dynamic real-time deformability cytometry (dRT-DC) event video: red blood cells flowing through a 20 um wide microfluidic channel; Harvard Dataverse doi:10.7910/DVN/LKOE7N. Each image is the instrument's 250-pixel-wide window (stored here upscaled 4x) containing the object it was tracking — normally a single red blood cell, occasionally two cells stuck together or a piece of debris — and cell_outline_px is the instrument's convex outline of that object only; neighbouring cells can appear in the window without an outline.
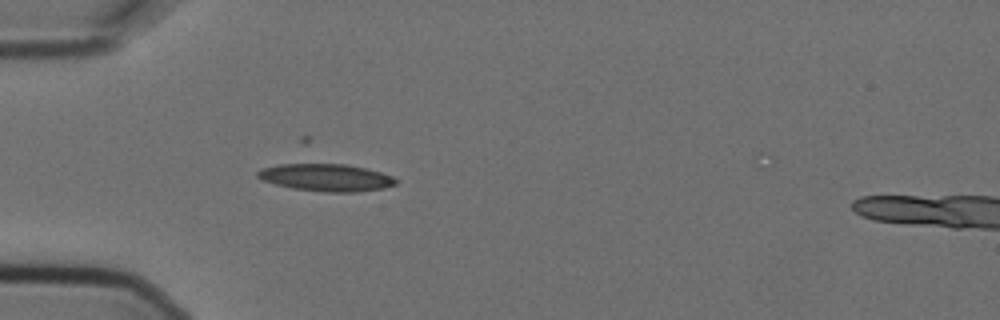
{"species": "Egyptian fruit bat (a non-hibernating species)", "species_latin": "Rousettus aegyptiacus", "temperature_condition": "cold", "stored_images_in_passage": 6, "camera_frame_rate_fps": 3000, "um_per_image_px": 0.085, "animal": {"sex": "female"}, "frame": {"image": 1, "passage_image": 5, "time_ms": 1.333, "image_size_px": [1000, 320], "cell_outline_px": [[396, 184], [384, 188], [356, 192], [328, 192], [292, 188], [276, 184], [264, 180], [256, 176], [256, 172], [260, 168], [280, 164], [304, 160], [344, 164], [364, 168], [380, 172], [392, 176], [396, 180]], "centroid_in_image_um": [27.64, 15.04], "position_along_channel_um": 57.4, "area_um2": 22.72}}